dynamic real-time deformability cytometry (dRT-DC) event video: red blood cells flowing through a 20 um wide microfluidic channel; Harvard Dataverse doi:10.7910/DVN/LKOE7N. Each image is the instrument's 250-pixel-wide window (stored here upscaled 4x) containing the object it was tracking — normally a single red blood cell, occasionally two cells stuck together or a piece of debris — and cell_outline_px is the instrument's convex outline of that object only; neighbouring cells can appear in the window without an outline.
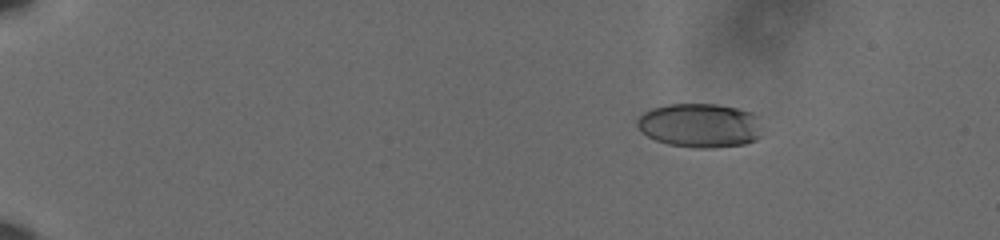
{"species": "human", "species_latin": "Homo sapiens", "temperature_condition": "cold", "stored_images_in_passage": 62, "camera_frame_rate_fps": 3000, "um_per_image_px": 0.085, "donor": {"sex": "male"}, "frame": {"image": 1, "passage_image": 12, "time_ms": 3.667, "image_size_px": [1000, 240], "cell_outline_px": [[760, 136], [756, 140], [744, 144], [712, 148], [696, 148], [668, 144], [656, 140], [640, 132], [636, 124], [636, 120], [644, 112], [652, 108], [668, 104], [716, 104], [740, 108], [752, 112], [760, 116]], "centroid_in_image_um": [59.51, 10.65], "position_along_channel_um": 25.5, "area_um2": 32.54}}
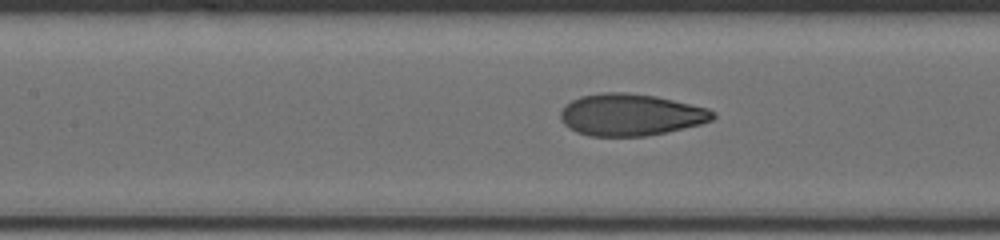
{"frame": {"image": 2, "passage_image": 33, "time_ms": 10.667, "image_size_px": [1000, 240], "cell_outline_px": [[716, 116], [712, 120], [700, 124], [668, 132], [644, 136], [588, 136], [576, 132], [568, 128], [560, 120], [560, 112], [564, 104], [580, 96], [604, 92], [624, 92], [656, 96], [708, 108], [716, 112]], "centroid_in_image_um": [53.58, 9.76], "position_along_channel_um": 153.8, "area_um2": 37.45}}
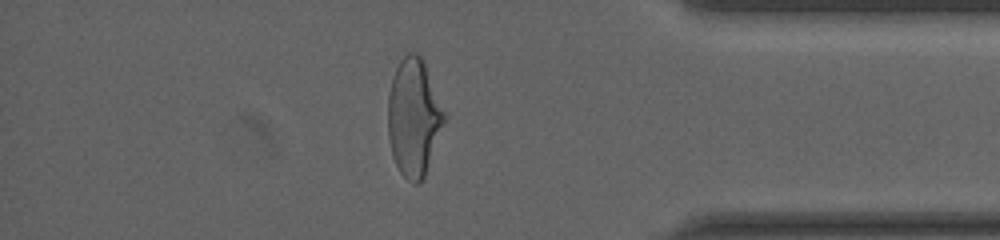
{"frame": {"image": 3, "passage_image": 55, "time_ms": 18.0, "image_size_px": [1000, 240], "cell_outline_px": [[444, 120], [424, 180], [420, 184], [412, 184], [400, 172], [392, 156], [388, 136], [388, 96], [392, 76], [400, 60], [408, 52], [416, 52], [424, 60], [444, 112]], "centroid_in_image_um": [35.14, 9.99], "position_along_channel_um": 400.1, "area_um2": 38.38}, "authors_computed_cell_mechanics": {"area_um2": 36.2117, "velocity_mm_per_s": 3.6124, "shape_relaxation_time_tau1_ms": 5.6963, "shape_relaxation_time_tau2_ms": 0.8565, "deformation_change_tau1": 0.1936, "deformation_change_tau2": 0.0635}}